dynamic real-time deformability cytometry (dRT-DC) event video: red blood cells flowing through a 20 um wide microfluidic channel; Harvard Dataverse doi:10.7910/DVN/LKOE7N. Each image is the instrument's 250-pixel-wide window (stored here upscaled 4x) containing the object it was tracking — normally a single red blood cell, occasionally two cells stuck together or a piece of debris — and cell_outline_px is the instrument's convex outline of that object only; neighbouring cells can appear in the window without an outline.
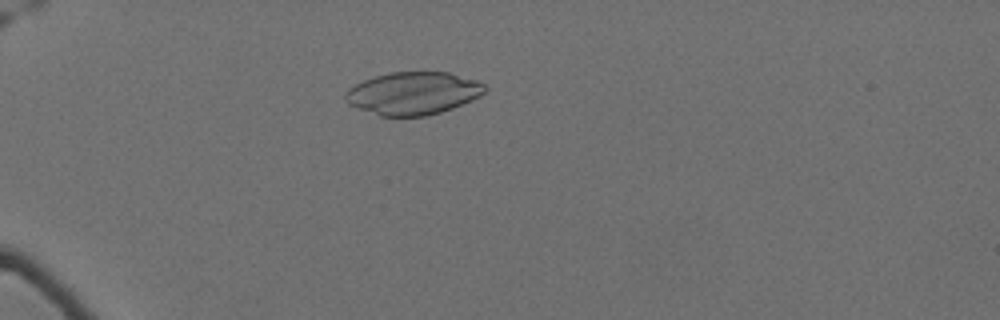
{"species": "Egyptian fruit bat (a non-hibernating species)", "species_latin": "Rousettus aegyptiacus", "temperature_condition": "cold", "stored_images_in_passage": 61, "camera_frame_rate_fps": 3000, "um_per_image_px": 0.085, "animal": {"sex": "female"}, "frame": {"image": 1, "passage_image": 20, "time_ms": 6.333, "image_size_px": [1000, 320], "cell_outline_px": [[488, 88], [480, 96], [472, 100], [452, 108], [440, 112], [424, 116], [380, 116], [348, 104], [344, 100], [344, 92], [348, 88], [364, 80], [376, 76], [392, 72], [448, 72], [476, 80], [484, 84]], "centroid_in_image_um": [35.1, 7.93], "position_along_channel_um": 49.9, "area_um2": 34.62}}
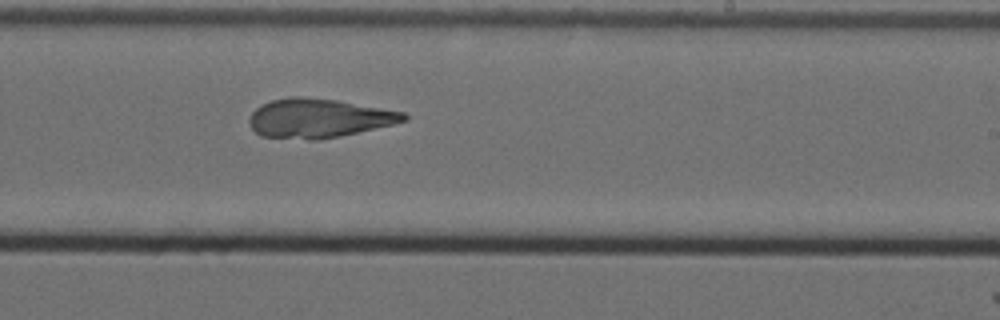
{"frame": {"image": 2, "passage_image": 41, "time_ms": 13.333, "image_size_px": [1000, 320], "cell_outline_px": [[408, 120], [392, 124], [320, 140], [308, 140], [260, 136], [248, 124], [248, 120], [252, 112], [260, 104], [272, 100], [292, 96], [300, 96], [336, 100], [404, 112], [408, 116]], "centroid_in_image_um": [27.03, 10.05], "position_along_channel_um": 262.0, "area_um2": 35.03}}
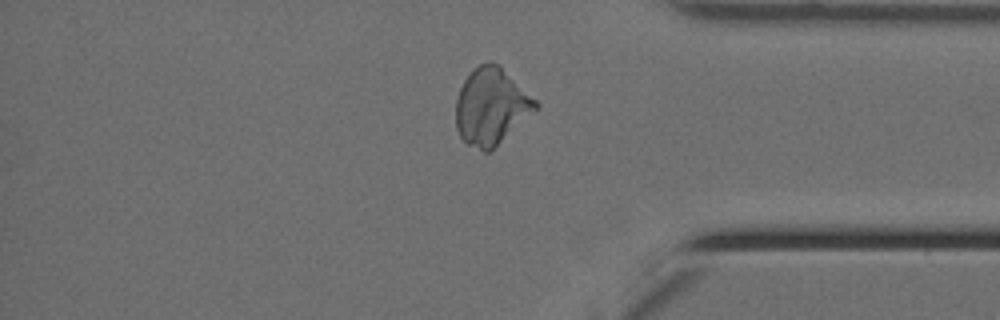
{"frame": {"image": 3, "passage_image": 53, "time_ms": 17.333, "image_size_px": [1000, 320], "cell_outline_px": [[540, 108], [488, 152], [484, 152], [468, 144], [460, 136], [456, 128], [456, 100], [460, 88], [464, 80], [472, 68], [488, 60], [492, 60], [500, 64], [540, 104]], "centroid_in_image_um": [41.77, 9.0], "position_along_channel_um": 393.4, "area_um2": 35.84}}